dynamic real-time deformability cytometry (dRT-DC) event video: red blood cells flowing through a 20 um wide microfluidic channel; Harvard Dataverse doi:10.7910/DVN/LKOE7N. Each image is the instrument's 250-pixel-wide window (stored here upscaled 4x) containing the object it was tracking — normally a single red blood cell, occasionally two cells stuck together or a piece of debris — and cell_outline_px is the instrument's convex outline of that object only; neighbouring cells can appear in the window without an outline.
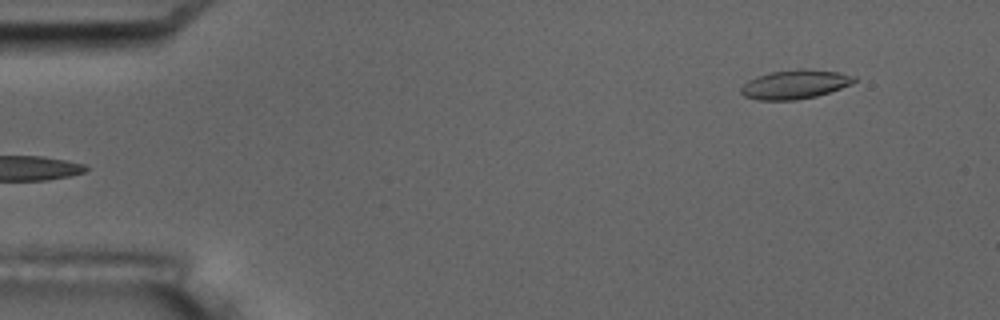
{"species": "common noctule bat (a hibernating species)", "species_latin": "Nyctalus noctula", "temperature_condition": "room temperature", "stored_images_in_passage": 6, "camera_frame_rate_fps": 3000, "um_per_image_px": 0.085, "animal": {"sex": "male", "body_mass_g": 17.5, "forearm_length_mm": 52.3}, "frame": {"image": 1, "passage_image": 6, "time_ms": 6.667, "image_size_px": [1000, 320], "cell_outline_px": [[856, 80], [852, 84], [816, 96], [796, 100], [756, 100], [744, 96], [740, 92], [740, 88], [748, 80], [756, 76], [772, 72], [800, 68], [840, 72], [856, 76]], "centroid_in_image_um": [67.56, 7.17], "position_along_channel_um": 17.4, "area_um2": 19.19}}